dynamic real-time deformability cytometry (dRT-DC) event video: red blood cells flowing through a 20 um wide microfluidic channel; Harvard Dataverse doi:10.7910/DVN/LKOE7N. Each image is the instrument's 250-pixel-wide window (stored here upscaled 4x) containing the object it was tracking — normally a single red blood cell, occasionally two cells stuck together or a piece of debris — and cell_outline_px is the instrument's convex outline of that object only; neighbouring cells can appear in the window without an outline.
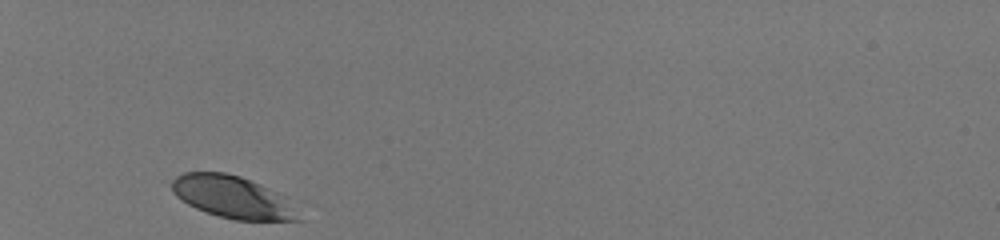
{"species": "human", "species_latin": "Homo sapiens", "temperature_condition": "room temperature", "stored_images_in_passage": 29, "camera_frame_rate_fps": 3000, "um_per_image_px": 0.085, "donor": {"sex": "male"}, "frame": {"image": 1, "passage_image": 1, "time_ms": 0.0, "image_size_px": [1000, 240], "cell_outline_px": [[300, 220], [236, 220], [220, 216], [196, 208], [180, 200], [172, 192], [172, 180], [176, 176], [184, 172], [224, 172], [240, 176], [260, 184], [276, 192]], "centroid_in_image_um": [19.61, 16.72], "position_along_channel_um": 65.4, "area_um2": 30.11}}
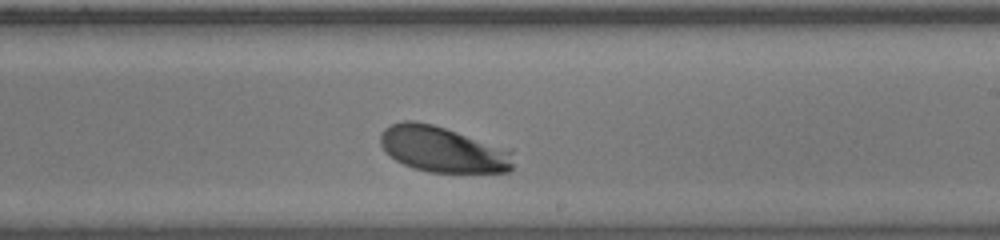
{"frame": {"image": 2, "passage_image": 17, "time_ms": 5.333, "image_size_px": [1000, 240], "cell_outline_px": [[512, 168], [508, 172], [428, 172], [412, 168], [396, 160], [380, 144], [380, 136], [384, 128], [392, 124], [404, 120], [412, 120], [432, 124], [512, 148]], "centroid_in_image_um": [37.68, 12.69], "position_along_channel_um": 251.3, "area_um2": 35.66}}
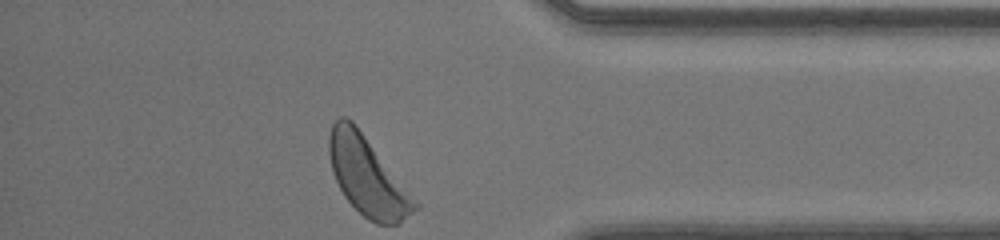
{"frame": {"image": 3, "passage_image": 29, "time_ms": 9.333, "image_size_px": [1000, 240], "cell_outline_px": [[420, 208], [400, 224], [376, 224], [368, 220], [344, 196], [332, 172], [328, 152], [328, 136], [332, 124], [340, 116], [344, 116], [352, 120], [356, 124], [420, 204]], "centroid_in_image_um": [31.24, 14.98], "position_along_channel_um": 404.0, "area_um2": 39.36}, "authors_computed_cell_mechanics": {"area_um2": 34.391, "velocity_mm_per_s": 4.0266, "shape_relaxation_time_tau1_ms": 0.7846, "shape_relaxation_time_tau2_ms": null, "deformation_change_tau1": 0.0883, "deformation_change_tau2": null}}